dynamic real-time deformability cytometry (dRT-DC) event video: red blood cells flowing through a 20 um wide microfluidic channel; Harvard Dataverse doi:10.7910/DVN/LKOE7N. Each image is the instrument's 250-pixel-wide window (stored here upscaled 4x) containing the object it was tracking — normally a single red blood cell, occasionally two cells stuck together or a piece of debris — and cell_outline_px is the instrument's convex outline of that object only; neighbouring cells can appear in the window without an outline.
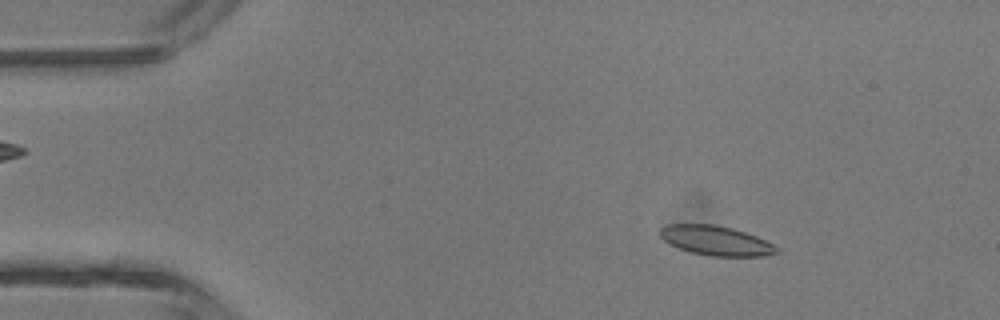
{"species": "common noctule bat (a hibernating species)", "species_latin": "Nyctalus noctula", "temperature_condition": "room temperature", "stored_images_in_passage": 45, "camera_frame_rate_fps": 3000, "um_per_image_px": 0.085, "animal": {"sex": "male", "body_mass_g": 13.3}, "frame": {"image": 1, "passage_image": 6, "time_ms": 1.667, "image_size_px": [1000, 320], "cell_outline_px": [[780, 252], [764, 256], [708, 256], [692, 252], [668, 244], [660, 236], [660, 228], [668, 224], [716, 224], [732, 228], [756, 236], [780, 248]], "centroid_in_image_um": [60.85, 20.45], "position_along_channel_um": 24.1, "area_um2": 20.11}}
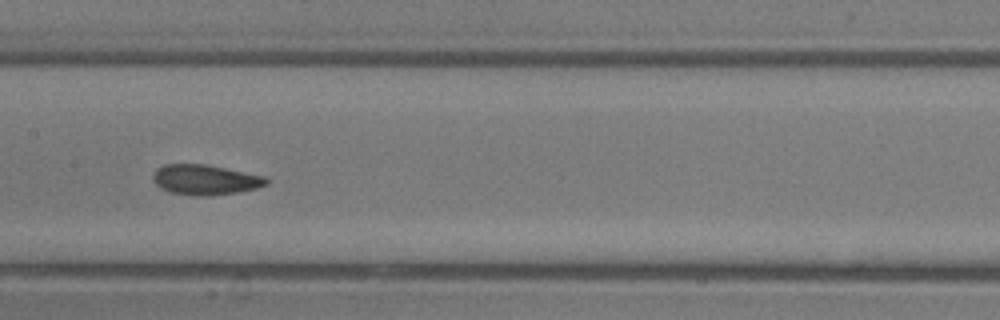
{"frame": {"image": 2, "passage_image": 22, "time_ms": 7.0, "image_size_px": [1000, 320], "cell_outline_px": [[268, 184], [256, 188], [236, 192], [208, 196], [196, 196], [168, 192], [160, 188], [152, 180], [152, 176], [156, 168], [164, 164], [204, 164], [264, 176], [268, 180]], "centroid_in_image_um": [17.38, 15.28], "position_along_channel_um": 190.0, "area_um2": 19.88}}
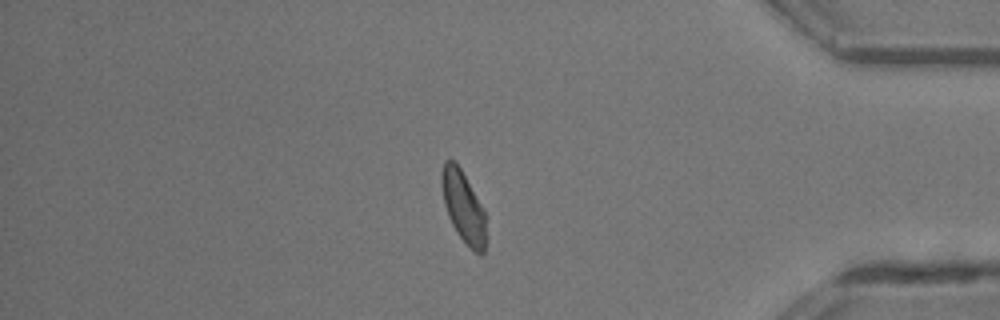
{"frame": {"image": 3, "passage_image": 38, "time_ms": 12.333, "image_size_px": [1000, 320], "cell_outline_px": [[484, 252], [480, 256], [456, 232], [448, 216], [444, 204], [440, 180], [440, 176], [444, 160], [452, 160], [460, 168], [484, 208]], "centroid_in_image_um": [39.34, 17.53], "position_along_channel_um": 395.9, "area_um2": 18.03}, "authors_computed_cell_mechanics": {"area_um2": 19.7098, "velocity_mm_per_s": 4.4788, "shape_relaxation_time_tau1_ms": 5.5142, "shape_relaxation_time_tau2_ms": 1.2195, "deformation_change_tau1": 0.1399, "deformation_change_tau2": 0.0641}}